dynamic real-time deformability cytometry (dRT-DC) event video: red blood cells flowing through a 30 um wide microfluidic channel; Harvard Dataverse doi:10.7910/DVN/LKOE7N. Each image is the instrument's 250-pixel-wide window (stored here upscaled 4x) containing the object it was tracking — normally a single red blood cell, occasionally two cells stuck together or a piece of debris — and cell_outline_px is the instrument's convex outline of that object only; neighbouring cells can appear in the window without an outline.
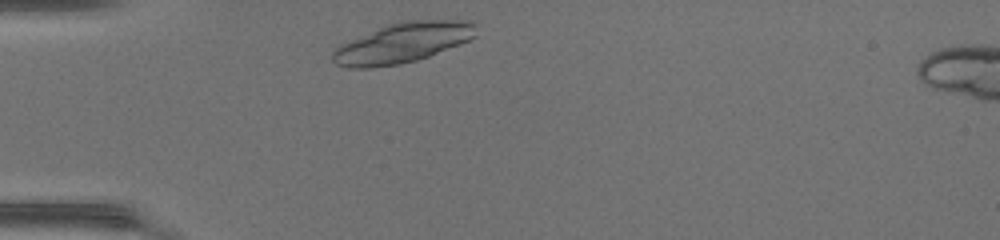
{"species": "common noctule bat (a hibernating species)", "species_latin": "Nyctalus noctula", "temperature_condition": "warm", "stored_images_in_passage": 28, "camera_frame_rate_fps": 3000, "um_per_image_px": 0.085, "animal": {"sex": "female", "body_mass_g": 17.0, "forearm_length_mm": 48.0}, "frame": {"image": 1, "passage_image": 1, "time_ms": 0.0, "image_size_px": [1000, 240], "cell_outline_px": [[476, 36], [468, 40], [428, 56], [416, 60], [400, 64], [368, 68], [348, 68], [336, 64], [332, 60], [332, 52], [340, 44], [348, 40], [388, 24], [404, 20], [476, 20]], "centroid_in_image_um": [34.22, 3.63], "position_along_channel_um": 50.8, "area_um2": 33.47}}
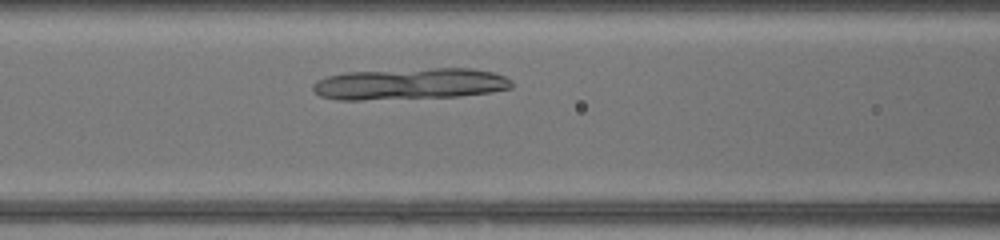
{"frame": {"image": 2, "passage_image": 8, "time_ms": 2.333, "image_size_px": [1000, 240], "cell_outline_px": [[512, 88], [488, 92], [456, 96], [360, 100], [336, 100], [320, 96], [312, 88], [312, 84], [316, 80], [328, 76], [344, 72], [432, 68], [472, 68], [492, 72], [504, 76], [512, 80]], "centroid_in_image_um": [34.8, 7.12], "position_along_channel_um": 131.8, "area_um2": 36.41}}
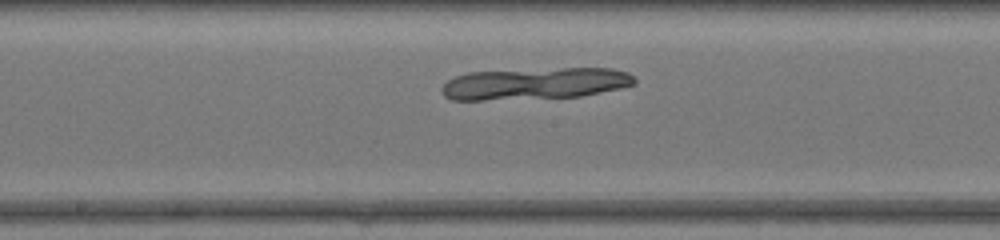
{"frame": {"image": 3, "passage_image": 13, "time_ms": 4.0, "image_size_px": [1000, 240], "cell_outline_px": [[636, 84], [620, 88], [580, 96], [484, 100], [452, 100], [444, 96], [440, 88], [448, 80], [456, 76], [468, 72], [564, 68], [612, 68], [628, 72], [636, 80]], "centroid_in_image_um": [45.46, 7.1], "position_along_channel_um": 202.7, "area_um2": 35.55}}